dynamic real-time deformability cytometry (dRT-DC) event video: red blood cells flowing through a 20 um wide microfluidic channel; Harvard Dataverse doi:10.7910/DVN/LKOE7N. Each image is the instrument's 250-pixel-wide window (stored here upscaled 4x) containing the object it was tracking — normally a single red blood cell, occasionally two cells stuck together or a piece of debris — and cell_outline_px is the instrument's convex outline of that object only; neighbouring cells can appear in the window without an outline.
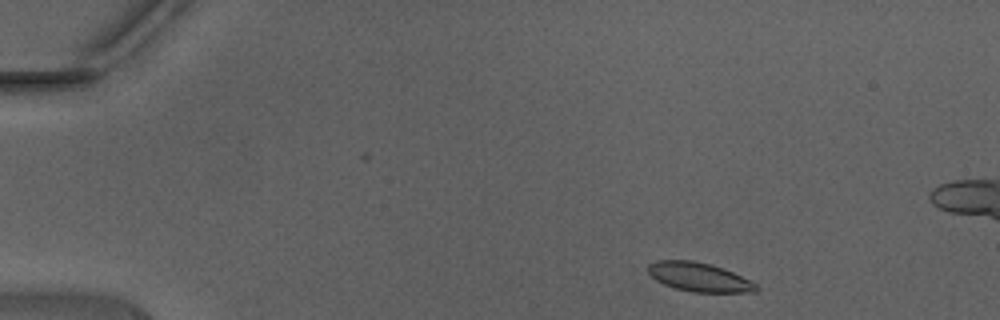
{"species": "Egyptian fruit bat (a non-hibernating species)", "species_latin": "Rousettus aegyptiacus", "temperature_condition": "warm", "stored_images_in_passage": 44, "camera_frame_rate_fps": 3000, "um_per_image_px": 0.085, "animal": {"sex": "male"}, "frame": {"image": 1, "passage_image": 3, "time_ms": 0.667, "image_size_px": [1000, 320], "cell_outline_px": [[760, 288], [756, 292], [692, 292], [676, 288], [664, 284], [656, 280], [648, 272], [648, 264], [660, 260], [692, 260], [724, 268], [756, 284]], "centroid_in_image_um": [59.42, 23.55], "position_along_channel_um": 25.6, "area_um2": 18.03}}
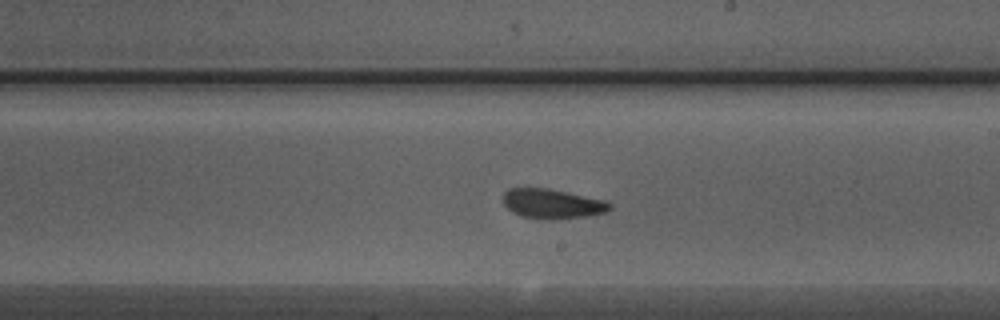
{"frame": {"image": 2, "passage_image": 24, "time_ms": 7.667, "image_size_px": [1000, 320], "cell_outline_px": [[612, 208], [608, 212], [584, 216], [552, 220], [548, 220], [520, 216], [512, 212], [504, 204], [504, 192], [508, 188], [548, 188], [604, 200], [612, 204]], "centroid_in_image_um": [46.94, 17.32], "position_along_channel_um": 242.1, "area_um2": 18.44}}
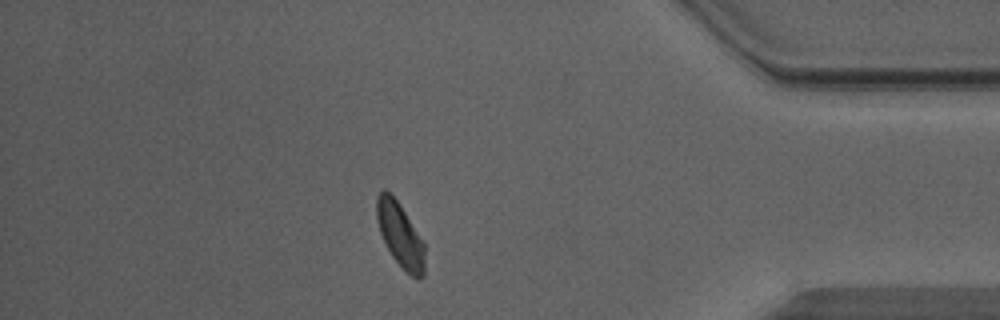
{"frame": {"image": 3, "passage_image": 37, "time_ms": 12.0, "image_size_px": [1000, 320], "cell_outline_px": [[424, 276], [416, 280], [392, 256], [380, 232], [376, 220], [376, 196], [384, 188], [400, 204], [424, 244]], "centroid_in_image_um": [33.99, 19.95], "position_along_channel_um": 401.2, "area_um2": 17.63}}